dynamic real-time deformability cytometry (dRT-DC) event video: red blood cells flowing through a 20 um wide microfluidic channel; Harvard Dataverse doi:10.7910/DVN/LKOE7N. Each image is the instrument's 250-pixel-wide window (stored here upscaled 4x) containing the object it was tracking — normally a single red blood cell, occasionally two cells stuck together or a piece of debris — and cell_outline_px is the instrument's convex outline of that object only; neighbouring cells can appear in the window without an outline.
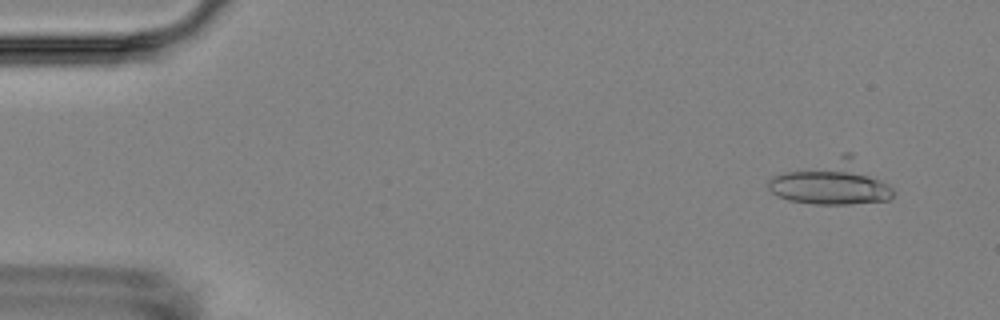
{"species": "Egyptian fruit bat (a non-hibernating species)", "species_latin": "Rousettus aegyptiacus", "temperature_condition": "room temperature", "stored_images_in_passage": 7, "camera_frame_rate_fps": 3000, "um_per_image_px": 0.085, "animal": {"sex": "female"}, "frame": {"image": 1, "passage_image": 2, "time_ms": 1.0, "image_size_px": [1000, 320], "cell_outline_px": [[896, 192], [888, 200], [848, 204], [812, 204], [788, 200], [776, 196], [768, 188], [768, 180], [772, 176], [844, 152], [852, 152], [888, 184]], "centroid_in_image_um": [70.7, 15.51], "position_along_channel_um": 14.3, "area_um2": 32.25}}